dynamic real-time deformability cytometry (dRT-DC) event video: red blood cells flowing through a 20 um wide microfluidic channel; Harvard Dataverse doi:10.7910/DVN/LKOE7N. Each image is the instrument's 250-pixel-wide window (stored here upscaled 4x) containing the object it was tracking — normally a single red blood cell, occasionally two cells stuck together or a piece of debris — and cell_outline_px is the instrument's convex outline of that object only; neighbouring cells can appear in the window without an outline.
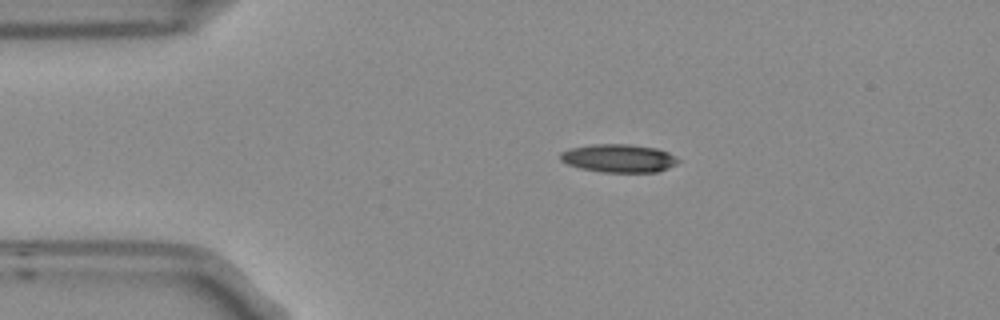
{"species": "Egyptian fruit bat (a non-hibernating species)", "species_latin": "Rousettus aegyptiacus", "temperature_condition": "room temperature", "stored_images_in_passage": 3, "camera_frame_rate_fps": 3000, "um_per_image_px": 0.085, "frame": {"image": 1, "passage_image": 2, "time_ms": 0.333, "image_size_px": [1000, 320], "cell_outline_px": [[680, 160], [676, 164], [668, 168], [656, 172], [604, 172], [580, 168], [568, 164], [560, 160], [560, 152], [572, 148], [592, 144], [628, 144], [656, 148], [668, 152], [676, 156]], "centroid_in_image_um": [52.61, 13.45], "position_along_channel_um": 32.4, "area_um2": 19.31}}